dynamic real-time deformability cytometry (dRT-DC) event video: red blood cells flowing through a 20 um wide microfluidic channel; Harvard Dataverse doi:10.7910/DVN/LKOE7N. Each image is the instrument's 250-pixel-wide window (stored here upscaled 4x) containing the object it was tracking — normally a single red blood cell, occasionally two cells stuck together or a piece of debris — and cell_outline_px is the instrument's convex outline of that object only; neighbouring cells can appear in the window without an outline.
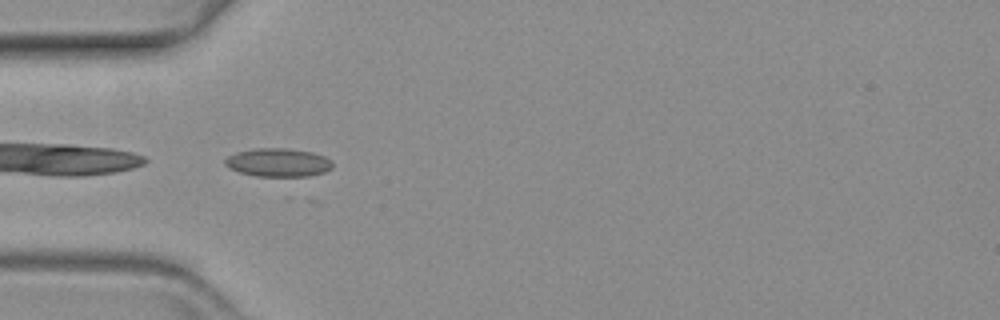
{"species": "common noctule bat (a hibernating species)", "species_latin": "Nyctalus noctula", "temperature_condition": "warm", "stored_images_in_passage": 36, "camera_frame_rate_fps": 3000, "um_per_image_px": 0.085, "animal": {"sex": "female", "body_mass_g": 19.3, "forearm_length_mm": 54.1}, "frame": {"image": 1, "passage_image": 1, "time_ms": 0.0, "image_size_px": [1000, 320], "cell_outline_px": [[332, 168], [324, 172], [308, 176], [256, 176], [240, 172], [228, 168], [224, 164], [224, 160], [228, 156], [236, 152], [256, 148], [284, 148], [312, 152], [324, 156], [332, 160]], "centroid_in_image_um": [23.63, 13.81], "position_along_channel_um": 61.4, "area_um2": 17.8}}
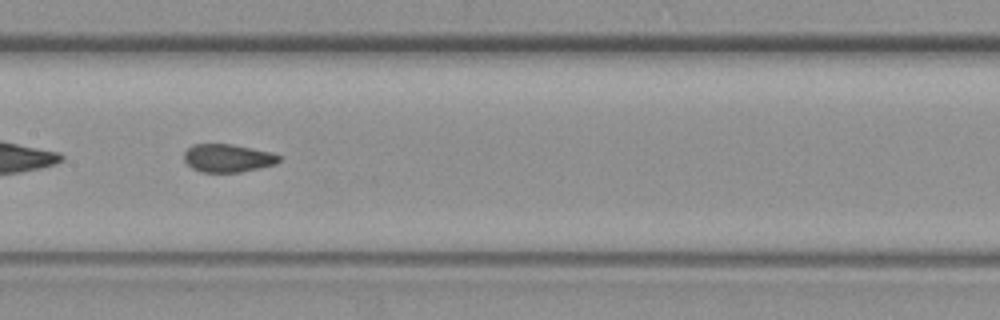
{"frame": {"image": 2, "passage_image": 12, "time_ms": 3.667, "image_size_px": [1000, 320], "cell_outline_px": [[280, 160], [276, 164], [240, 172], [200, 172], [192, 168], [184, 160], [184, 152], [192, 144], [232, 144], [272, 152], [280, 156]], "centroid_in_image_um": [19.35, 13.43], "position_along_channel_um": 188.0, "area_um2": 15.55}}
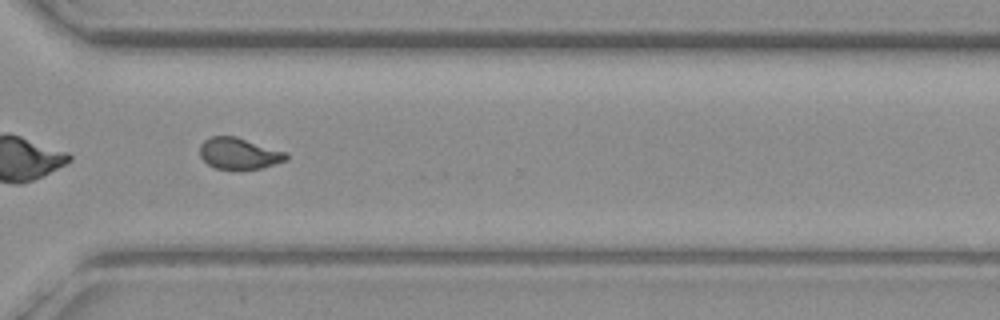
{"frame": {"image": 3, "passage_image": 26, "time_ms": 8.333, "image_size_px": [1000, 320], "cell_outline_px": [[288, 160], [260, 168], [216, 168], [208, 164], [200, 156], [200, 144], [204, 140], [212, 136], [236, 136], [288, 152]], "centroid_in_image_um": [20.34, 13.02], "position_along_channel_um": 350.3, "area_um2": 15.66}}